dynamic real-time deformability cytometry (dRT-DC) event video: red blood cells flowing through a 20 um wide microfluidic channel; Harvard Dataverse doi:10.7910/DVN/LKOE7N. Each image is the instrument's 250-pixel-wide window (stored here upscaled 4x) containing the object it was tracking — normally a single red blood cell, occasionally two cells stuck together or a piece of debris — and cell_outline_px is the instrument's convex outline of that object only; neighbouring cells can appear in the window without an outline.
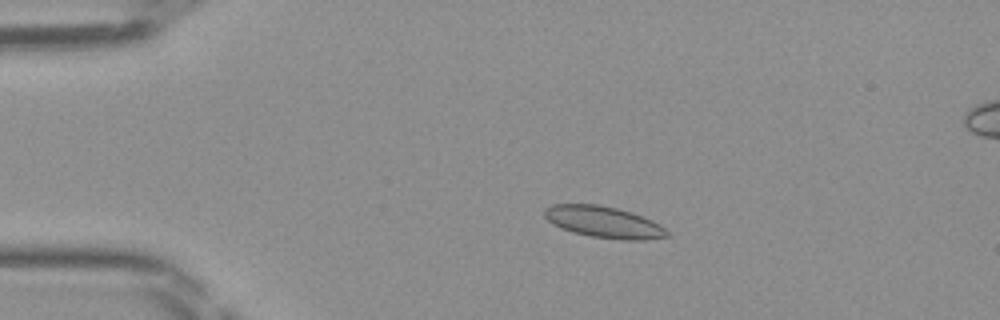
{"species": "Egyptian fruit bat (a non-hibernating species)", "species_latin": "Rousettus aegyptiacus", "temperature_condition": "room temperature", "stored_images_in_passage": 49, "segment_of_instrument_passage": [1, 2], "camera_frame_rate_fps": 3000, "um_per_image_px": 0.085, "frame": {"image": 1, "passage_image": 10, "time_ms": 3.0, "image_size_px": [1000, 320], "cell_outline_px": [[672, 236], [644, 240], [624, 240], [588, 236], [572, 232], [548, 220], [544, 216], [544, 208], [552, 204], [596, 204], [616, 208], [632, 212], [652, 220], [660, 224]], "centroid_in_image_um": [51.36, 18.88], "position_along_channel_um": 33.6, "area_um2": 22.48}}
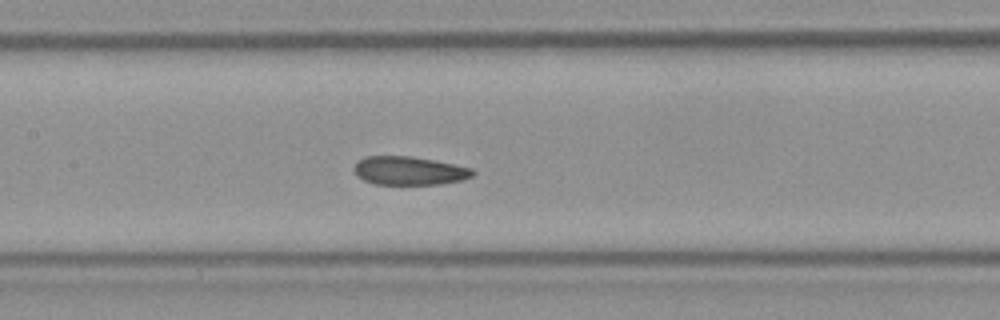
{"frame": {"image": 2, "passage_image": 23, "time_ms": 7.333, "image_size_px": [1000, 320], "cell_outline_px": [[476, 172], [472, 176], [464, 180], [440, 184], [376, 184], [364, 180], [356, 176], [352, 168], [356, 160], [364, 156], [412, 156], [472, 168]], "centroid_in_image_um": [34.74, 14.51], "position_along_channel_um": 172.7, "area_um2": 19.88}}
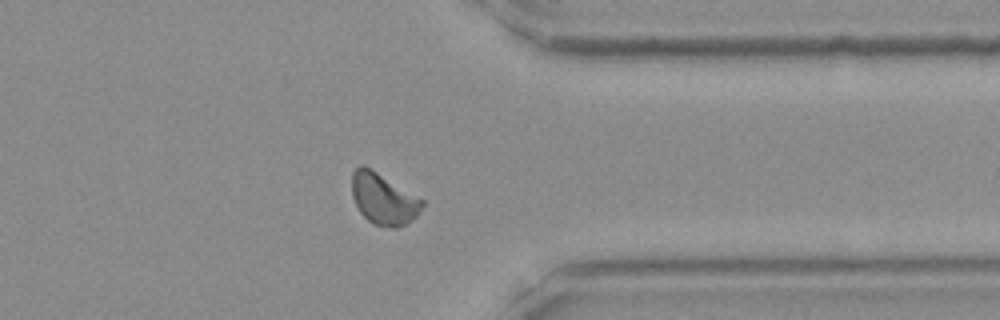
{"frame": {"image": 3, "passage_image": 38, "time_ms": 12.333, "image_size_px": [1000, 320], "cell_outline_px": [[424, 204], [420, 212], [412, 220], [396, 228], [392, 228], [372, 224], [360, 212], [352, 196], [352, 172], [360, 164], [364, 164], [424, 200]], "centroid_in_image_um": [32.59, 16.9], "position_along_channel_um": 378.8, "area_um2": 20.98}}